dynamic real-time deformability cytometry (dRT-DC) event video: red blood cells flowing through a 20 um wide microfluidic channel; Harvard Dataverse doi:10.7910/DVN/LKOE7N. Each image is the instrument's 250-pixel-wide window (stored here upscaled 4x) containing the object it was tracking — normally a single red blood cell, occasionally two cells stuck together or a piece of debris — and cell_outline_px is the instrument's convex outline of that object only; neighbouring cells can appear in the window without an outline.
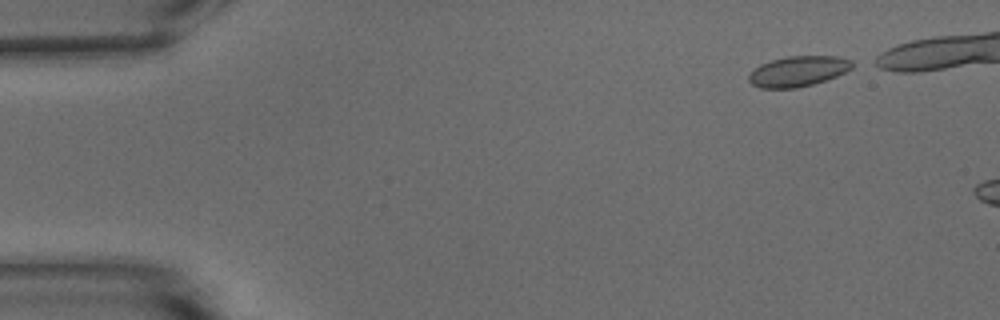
{"species": "common noctule bat (a hibernating species)", "species_latin": "Nyctalus noctula", "temperature_condition": "warm", "stored_images_in_passage": 6, "camera_frame_rate_fps": 3000, "um_per_image_px": 0.085, "animal": {"sex": "male", "body_mass_g": 15.6}, "frame": {"image": 1, "passage_image": 1, "time_ms": 0.0, "image_size_px": [1000, 320], "cell_outline_px": [[852, 68], [836, 76], [812, 84], [796, 88], [760, 88], [752, 84], [748, 80], [748, 76], [760, 64], [772, 60], [788, 56], [836, 56], [852, 60]], "centroid_in_image_um": [67.83, 6.05], "position_along_channel_um": 17.2, "area_um2": 18.09}}